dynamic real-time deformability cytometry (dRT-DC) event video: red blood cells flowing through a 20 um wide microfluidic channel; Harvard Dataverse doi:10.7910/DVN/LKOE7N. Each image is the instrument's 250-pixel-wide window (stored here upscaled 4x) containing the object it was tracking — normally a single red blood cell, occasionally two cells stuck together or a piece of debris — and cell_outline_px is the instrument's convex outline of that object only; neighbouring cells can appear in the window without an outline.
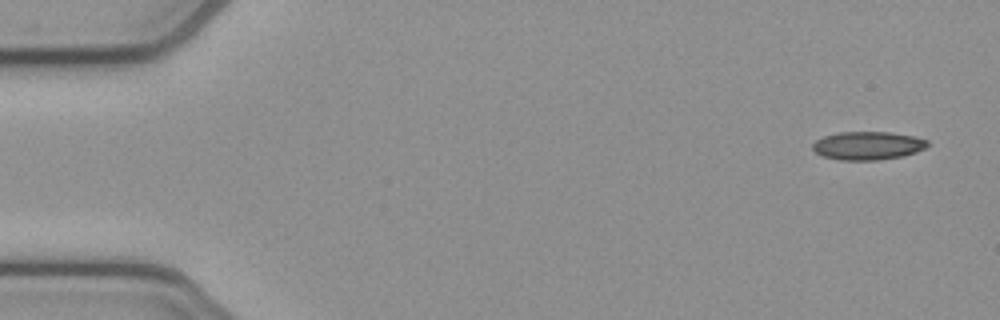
{"species": "common noctule bat (a hibernating species)", "species_latin": "Nyctalus noctula", "temperature_condition": "cold", "stored_images_in_passage": 4, "camera_frame_rate_fps": 3000, "um_per_image_px": 0.085, "animal": {"sex": "female", "body_mass_g": 21.9}, "frame": {"image": 1, "passage_image": 1, "time_ms": 0.0, "image_size_px": [1000, 320], "cell_outline_px": [[928, 144], [924, 148], [916, 152], [904, 156], [880, 160], [840, 160], [824, 156], [816, 152], [812, 148], [812, 144], [816, 140], [824, 136], [840, 132], [892, 132], [912, 136], [928, 140]], "centroid_in_image_um": [73.76, 12.38], "position_along_channel_um": 11.2, "area_um2": 18.9}}